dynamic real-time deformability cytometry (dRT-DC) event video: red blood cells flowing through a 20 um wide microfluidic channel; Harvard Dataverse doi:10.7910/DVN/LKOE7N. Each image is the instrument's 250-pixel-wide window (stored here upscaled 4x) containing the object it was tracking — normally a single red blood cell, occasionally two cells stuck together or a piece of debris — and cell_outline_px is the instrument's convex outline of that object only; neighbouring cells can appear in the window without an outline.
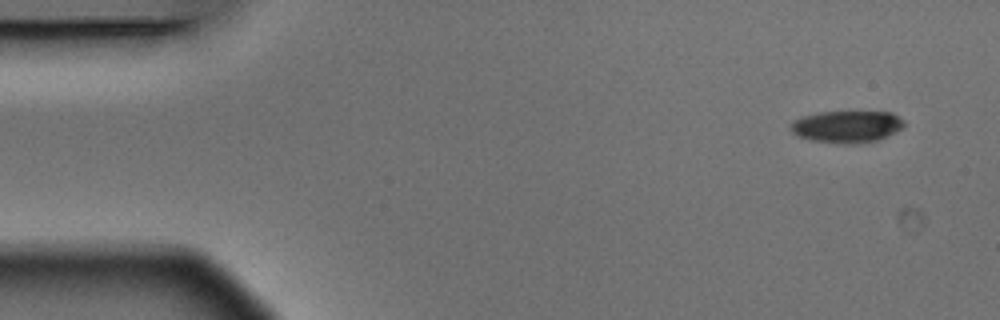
{"species": "Egyptian fruit bat (a non-hibernating species)", "species_latin": "Rousettus aegyptiacus", "temperature_condition": "warm", "stored_images_in_passage": 9, "camera_frame_rate_fps": 3000, "um_per_image_px": 0.085, "animal": {"sex": "male"}, "frame": {"image": 1, "passage_image": 1, "time_ms": 0.0, "image_size_px": [1000, 320], "cell_outline_px": [[904, 124], [896, 132], [876, 140], [860, 144], [844, 144], [812, 140], [796, 136], [792, 132], [792, 124], [796, 120], [804, 116], [820, 112], [892, 112], [904, 120]], "centroid_in_image_um": [72.01, 10.77], "position_along_channel_um": 13.0, "area_um2": 20.92}}
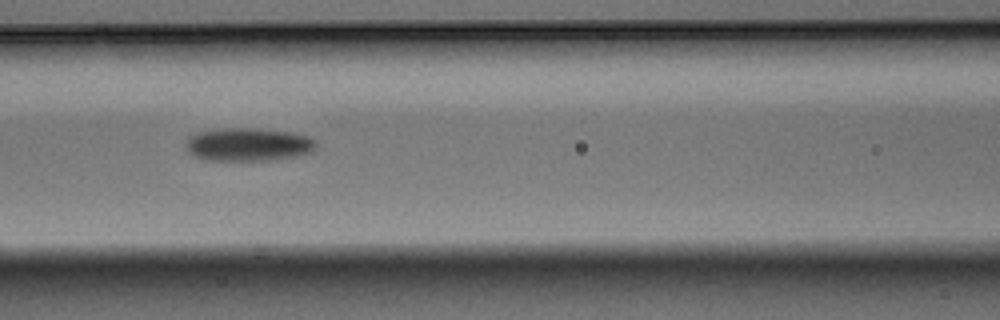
{"frame": {"image": 2, "passage_image": 6, "time_ms": 1.667, "image_size_px": [1000, 320], "cell_outline_px": [[316, 148], [312, 152], [296, 156], [276, 160], [204, 160], [188, 152], [184, 148], [184, 144], [188, 136], [196, 132], [220, 128], [252, 128], [288, 132], [308, 136], [316, 140]], "centroid_in_image_um": [21.06, 12.28], "position_along_channel_um": 145.5, "area_um2": 25.49}}
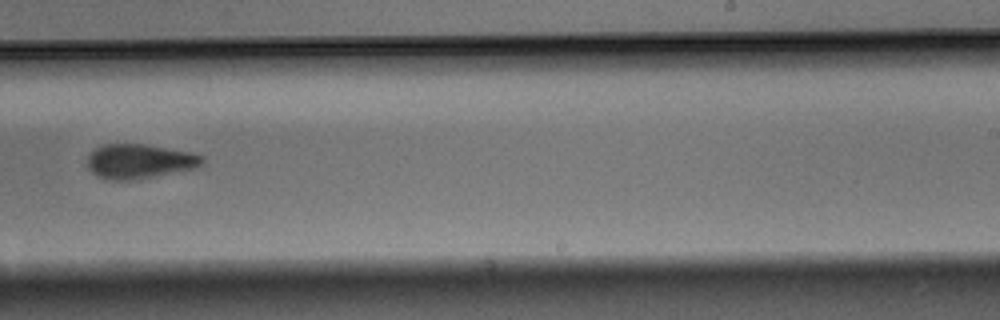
{"frame": {"image": 3, "passage_image": 9, "time_ms": 2.667, "image_size_px": [1000, 320], "cell_outline_px": [[204, 160], [196, 168], [156, 176], [132, 180], [108, 180], [96, 176], [88, 168], [88, 156], [100, 144], [144, 144], [192, 152], [204, 156]], "centroid_in_image_um": [11.85, 13.71], "position_along_channel_um": 277.2, "area_um2": 23.18}}